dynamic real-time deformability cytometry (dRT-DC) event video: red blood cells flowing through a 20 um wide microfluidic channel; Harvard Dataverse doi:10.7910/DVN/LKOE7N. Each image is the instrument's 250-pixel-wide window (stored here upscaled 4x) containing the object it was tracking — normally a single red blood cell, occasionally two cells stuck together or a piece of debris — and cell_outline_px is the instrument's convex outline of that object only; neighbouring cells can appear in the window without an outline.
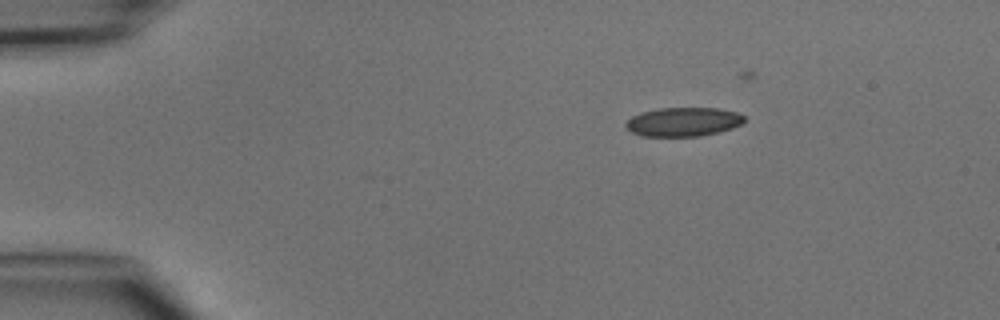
{"species": "common noctule bat (a hibernating species)", "species_latin": "Nyctalus noctula", "temperature_condition": "cold", "stored_images_in_passage": 4, "camera_frame_rate_fps": 3000, "um_per_image_px": 0.085, "animal": {"sex": "male", "body_mass_g": 15.6}, "frame": {"image": 1, "passage_image": 1, "time_ms": 0.0, "image_size_px": [1000, 320], "cell_outline_px": [[744, 120], [740, 124], [732, 128], [700, 136], [640, 136], [624, 128], [624, 124], [632, 116], [640, 112], [660, 108], [720, 108], [736, 112], [744, 116]], "centroid_in_image_um": [58.03, 10.35], "position_along_channel_um": 27.0, "area_um2": 20.0}}